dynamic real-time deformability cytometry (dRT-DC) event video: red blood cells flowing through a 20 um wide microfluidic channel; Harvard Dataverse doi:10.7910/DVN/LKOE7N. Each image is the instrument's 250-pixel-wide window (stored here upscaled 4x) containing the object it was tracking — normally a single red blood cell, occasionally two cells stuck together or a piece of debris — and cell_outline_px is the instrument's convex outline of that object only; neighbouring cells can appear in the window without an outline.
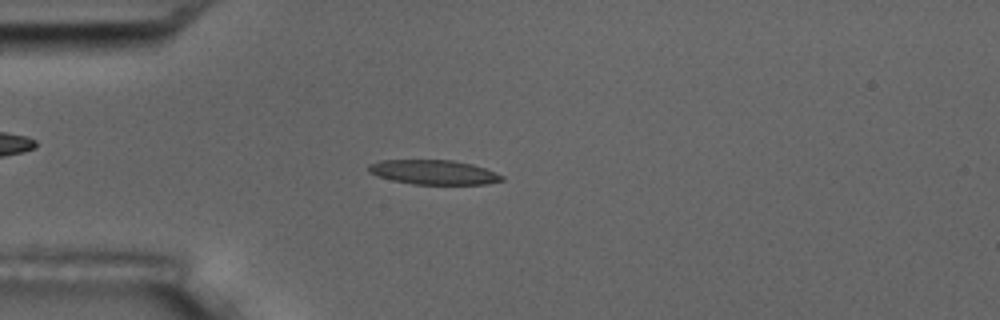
{"species": "common noctule bat (a hibernating species)", "species_latin": "Nyctalus noctula", "temperature_condition": "room temperature", "stored_images_in_passage": 6, "camera_frame_rate_fps": 3000, "um_per_image_px": 0.085, "animal": {"sex": "male", "body_mass_g": 17.5, "forearm_length_mm": 52.3}, "frame": {"image": 1, "passage_image": 3, "time_ms": 3.333, "image_size_px": [1000, 320], "cell_outline_px": [[504, 180], [488, 184], [412, 184], [392, 180], [376, 176], [368, 172], [368, 164], [380, 160], [452, 160], [472, 164], [484, 168], [504, 176]], "centroid_in_image_um": [36.83, 14.64], "position_along_channel_um": 48.2, "area_um2": 19.07}}